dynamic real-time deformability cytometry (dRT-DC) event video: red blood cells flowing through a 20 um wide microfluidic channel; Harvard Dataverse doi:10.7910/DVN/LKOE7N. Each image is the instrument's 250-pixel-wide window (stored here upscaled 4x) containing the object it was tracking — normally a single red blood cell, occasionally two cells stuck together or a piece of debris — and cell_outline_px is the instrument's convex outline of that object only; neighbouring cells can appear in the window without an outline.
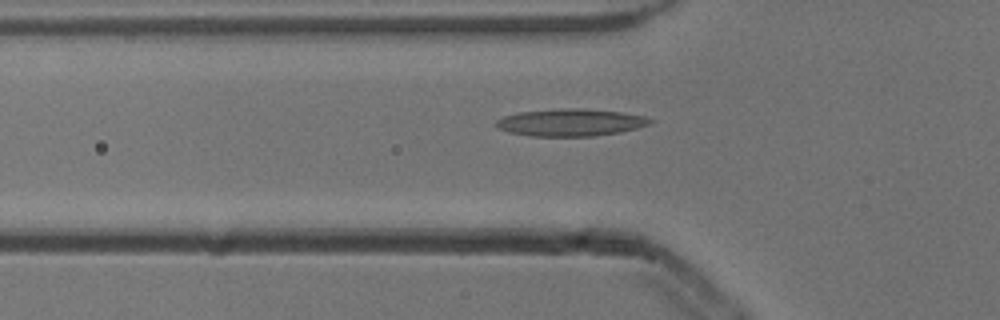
{"species": "common noctule bat (a hibernating species)", "species_latin": "Nyctalus noctula", "temperature_condition": "cold", "stored_images_in_passage": 43, "camera_frame_rate_fps": 3000, "um_per_image_px": 0.085, "animal": {"sex": "male", "body_mass_g": 13.3}, "frame": {"image": 1, "passage_image": 17, "time_ms": 5.333, "image_size_px": [1000, 320], "cell_outline_px": [[652, 124], [620, 132], [592, 136], [528, 136], [508, 132], [492, 124], [496, 120], [504, 116], [520, 112], [564, 108], [580, 108], [624, 112], [644, 116], [652, 120]], "centroid_in_image_um": [48.49, 10.41], "position_along_channel_um": 77.3, "area_um2": 24.51}}
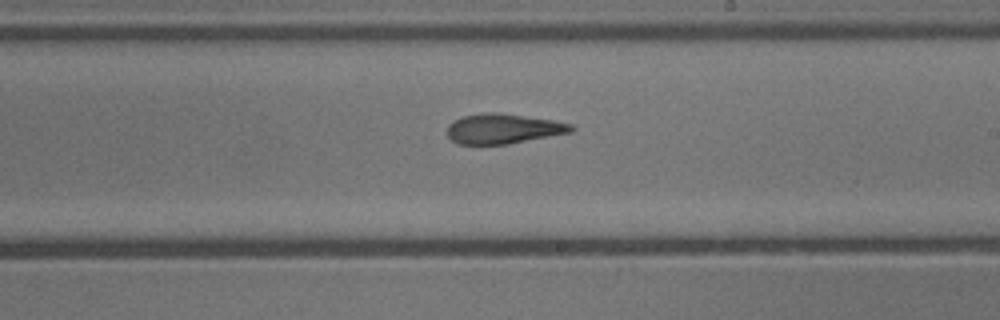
{"frame": {"image": 2, "passage_image": 30, "time_ms": 9.667, "image_size_px": [1000, 320], "cell_outline_px": [[576, 128], [572, 132], [508, 144], [456, 144], [448, 136], [448, 124], [452, 120], [460, 116], [484, 112], [496, 112], [556, 120], [572, 124]], "centroid_in_image_um": [42.77, 10.93], "position_along_channel_um": 246.2, "area_um2": 21.91}}
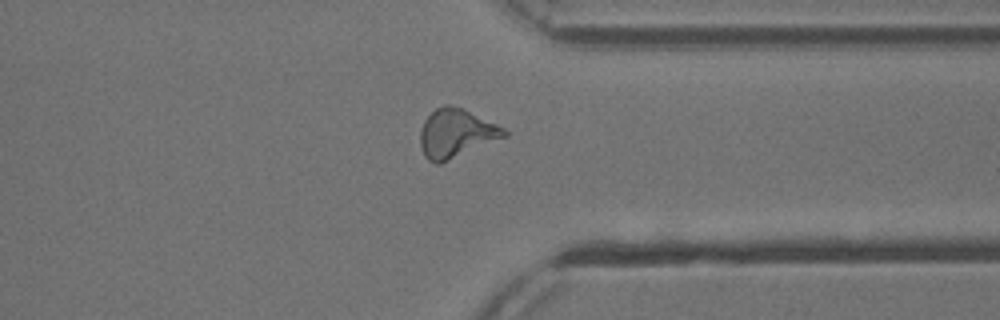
{"frame": {"image": 3, "passage_image": 40, "time_ms": 13.0, "image_size_px": [1000, 320], "cell_outline_px": [[508, 136], [440, 164], [436, 164], [428, 160], [424, 156], [420, 144], [420, 132], [424, 120], [436, 108], [444, 104], [452, 104], [464, 108], [504, 128], [508, 132]], "centroid_in_image_um": [38.77, 11.33], "position_along_channel_um": 372.6, "area_um2": 23.99}}